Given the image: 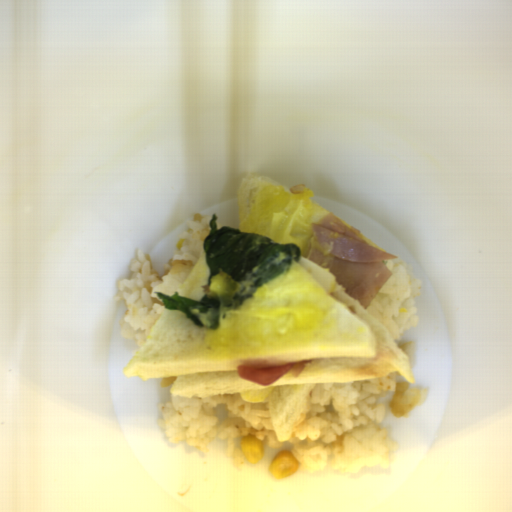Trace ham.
Instances as JSON below:
<instances>
[{
	"mask_svg": "<svg viewBox=\"0 0 512 512\" xmlns=\"http://www.w3.org/2000/svg\"><path fill=\"white\" fill-rule=\"evenodd\" d=\"M311 225L306 258L333 274L344 292L366 310L393 274L383 261L399 257L368 244L360 229L334 213Z\"/></svg>",
	"mask_w": 512,
	"mask_h": 512,
	"instance_id": "37f43c06",
	"label": "ham"
}]
</instances>
